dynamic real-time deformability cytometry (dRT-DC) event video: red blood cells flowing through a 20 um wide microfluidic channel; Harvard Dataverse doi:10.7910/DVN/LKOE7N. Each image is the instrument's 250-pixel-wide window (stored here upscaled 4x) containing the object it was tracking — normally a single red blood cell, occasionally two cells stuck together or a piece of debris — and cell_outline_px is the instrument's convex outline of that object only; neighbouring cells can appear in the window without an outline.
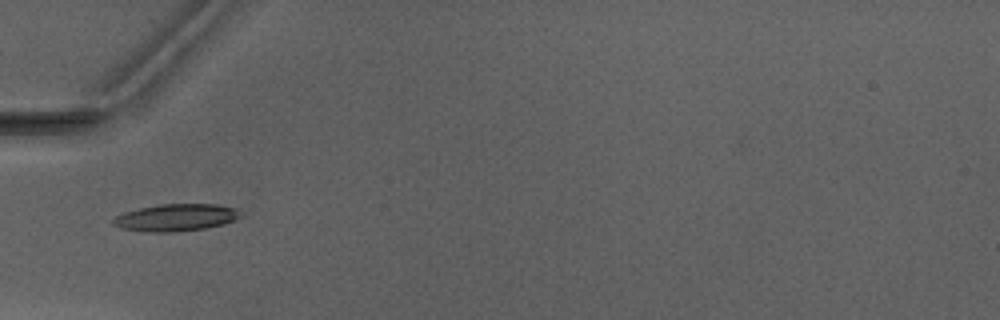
{"species": "Egyptian fruit bat (a non-hibernating species)", "species_latin": "Rousettus aegyptiacus", "temperature_condition": "warm", "stored_images_in_passage": 2, "camera_frame_rate_fps": 3000, "um_per_image_px": 0.085, "animal": {"sex": "male"}, "frame": {"image": 1, "passage_image": 1, "time_ms": 0.0, "image_size_px": [1000, 320], "cell_outline_px": [[244, 216], [220, 224], [204, 228], [176, 232], [144, 232], [120, 228], [112, 224], [112, 220], [116, 216], [124, 212], [140, 208], [160, 204], [220, 204], [236, 208], [244, 212]], "centroid_in_image_um": [14.96, 18.48], "position_along_channel_um": 70.0, "area_um2": 20.29}}